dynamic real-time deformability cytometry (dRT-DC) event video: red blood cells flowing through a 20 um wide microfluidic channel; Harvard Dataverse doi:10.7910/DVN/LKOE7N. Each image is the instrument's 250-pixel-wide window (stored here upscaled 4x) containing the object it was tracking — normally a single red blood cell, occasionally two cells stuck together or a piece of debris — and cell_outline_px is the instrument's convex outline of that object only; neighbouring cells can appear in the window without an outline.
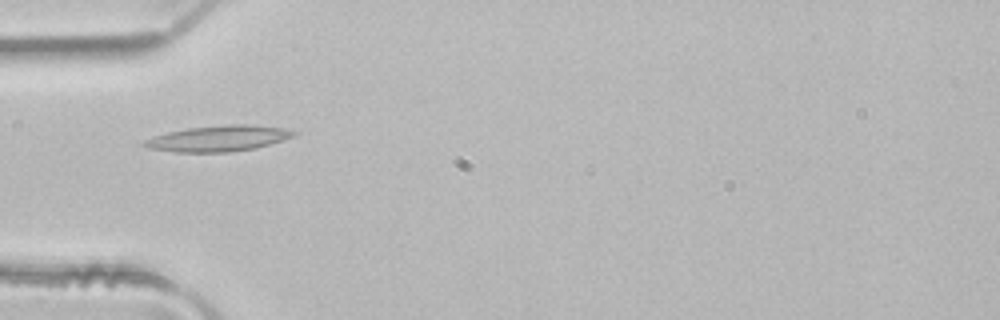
{"species": "common noctule bat (a hibernating species)", "species_latin": "Nyctalus noctula", "temperature_condition": "room temperature", "stored_images_in_passage": 3, "camera_frame_rate_fps": 3000, "um_per_image_px": 0.085, "animal": {"sex": "male", "body_mass_g": 21.5, "forearm_length_mm": 52.0}, "frame": {"image": 1, "passage_image": 2, "time_ms": 0.333, "image_size_px": [1000, 320], "cell_outline_px": [[300, 132], [296, 136], [256, 148], [228, 152], [176, 152], [148, 148], [140, 144], [144, 140], [152, 136], [168, 132], [188, 128], [228, 124], [252, 124], [284, 128]], "centroid_in_image_um": [18.58, 11.76], "position_along_channel_um": 66.4, "area_um2": 22.72}}
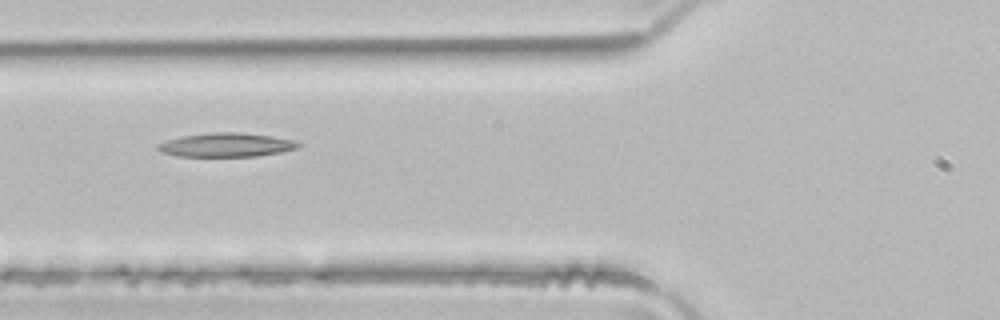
{"frame": {"image": 2, "passage_image": 3, "time_ms": 0.667, "image_size_px": [1000, 320], "cell_outline_px": [[300, 144], [296, 148], [280, 152], [256, 156], [176, 156], [160, 152], [156, 148], [156, 144], [180, 136], [212, 132], [240, 132], [272, 136], [292, 140]], "centroid_in_image_um": [19.16, 12.31], "position_along_channel_um": 106.6, "area_um2": 19.48}}